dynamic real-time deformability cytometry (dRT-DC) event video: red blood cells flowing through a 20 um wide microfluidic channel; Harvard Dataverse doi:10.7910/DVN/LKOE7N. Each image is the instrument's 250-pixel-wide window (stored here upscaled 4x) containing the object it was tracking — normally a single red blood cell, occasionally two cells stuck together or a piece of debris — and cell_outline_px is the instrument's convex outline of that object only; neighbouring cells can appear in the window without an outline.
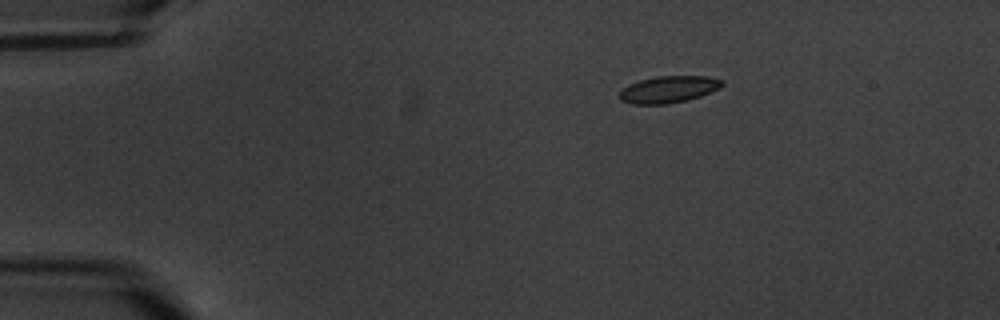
{"species": "common noctule bat (a hibernating species)", "species_latin": "Nyctalus noctula", "temperature_condition": "warm", "stored_images_in_passage": 10, "camera_frame_rate_fps": 3000, "um_per_image_px": 0.085, "animal": {"sex": "male", "body_mass_g": 20.1, "forearm_length_mm": 53.5}, "frame": {"image": 1, "passage_image": 4, "time_ms": 3.667, "image_size_px": [1000, 320], "cell_outline_px": [[724, 84], [720, 88], [700, 96], [684, 100], [664, 104], [632, 104], [620, 100], [620, 92], [628, 84], [640, 80], [656, 76], [708, 76], [724, 80]], "centroid_in_image_um": [56.84, 7.58], "position_along_channel_um": 28.2, "area_um2": 15.95}}
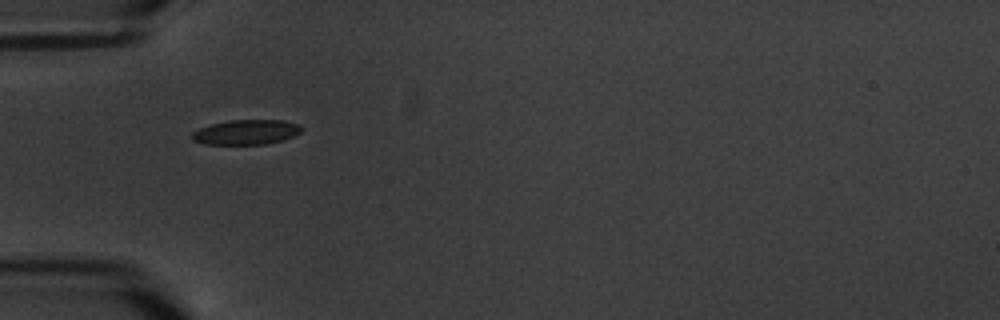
{"frame": {"image": 2, "passage_image": 6, "time_ms": 6.667, "image_size_px": [1000, 320], "cell_outline_px": [[304, 128], [300, 132], [284, 140], [264, 144], [204, 144], [192, 140], [192, 132], [200, 128], [212, 124], [228, 120], [284, 120], [296, 124]], "centroid_in_image_um": [20.92, 11.23], "position_along_channel_um": 64.1, "area_um2": 15.78}}